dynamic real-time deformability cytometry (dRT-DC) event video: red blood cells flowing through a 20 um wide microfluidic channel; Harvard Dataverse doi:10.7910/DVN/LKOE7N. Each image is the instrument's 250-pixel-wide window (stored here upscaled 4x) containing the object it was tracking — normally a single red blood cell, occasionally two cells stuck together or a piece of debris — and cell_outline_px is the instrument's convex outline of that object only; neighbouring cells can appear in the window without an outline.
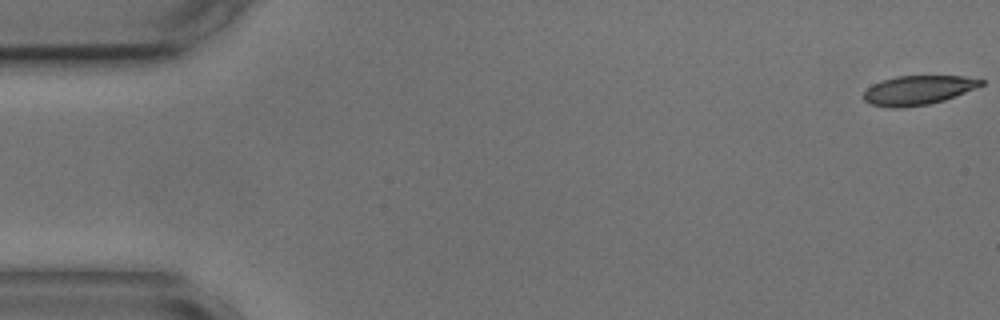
{"species": "common noctule bat (a hibernating species)", "species_latin": "Nyctalus noctula", "temperature_condition": "cold", "stored_images_in_passage": 55, "camera_frame_rate_fps": 3000, "um_per_image_px": 0.085, "animal": {"sex": "male", "body_mass_g": 17.9, "forearm_length_mm": 54.2}, "frame": {"image": 1, "passage_image": 1, "time_ms": 0.0, "image_size_px": [1000, 320], "cell_outline_px": [[984, 84], [976, 88], [956, 96], [944, 100], [928, 104], [900, 108], [892, 108], [868, 104], [864, 100], [864, 92], [872, 84], [880, 80], [896, 76], [964, 76], [984, 80]], "centroid_in_image_um": [78.02, 7.66], "position_along_channel_um": 7.0, "area_um2": 20.11}}
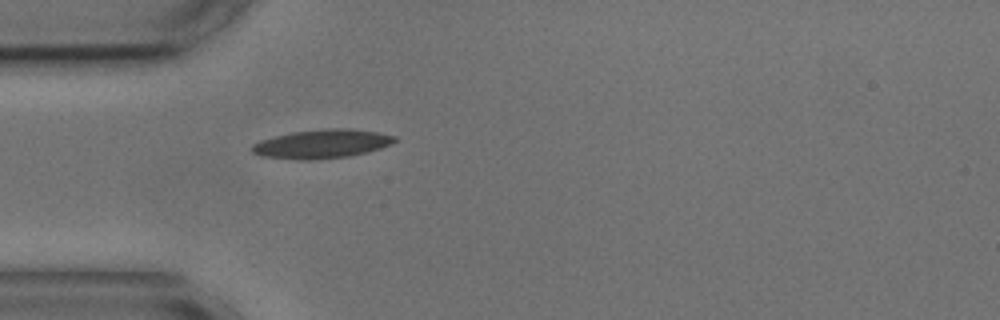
{"frame": {"image": 2, "passage_image": 16, "time_ms": 5.0, "image_size_px": [1000, 320], "cell_outline_px": [[396, 140], [392, 144], [368, 152], [348, 156], [312, 160], [300, 160], [260, 156], [252, 152], [252, 144], [260, 140], [292, 132], [328, 128], [348, 128], [376, 132], [396, 136]], "centroid_in_image_um": [27.35, 12.23], "position_along_channel_um": 57.6, "area_um2": 23.93}}
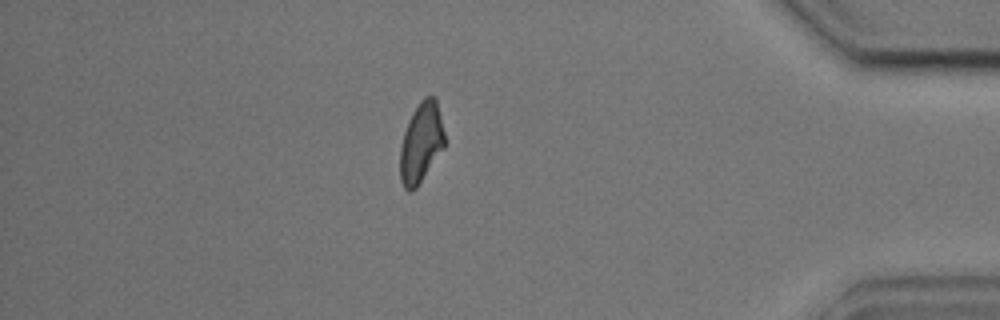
{"frame": {"image": 3, "passage_image": 48, "time_ms": 15.667, "image_size_px": [1000, 320], "cell_outline_px": [[444, 148], [416, 188], [412, 192], [408, 192], [404, 188], [400, 180], [400, 148], [404, 132], [408, 120], [412, 112], [420, 100], [424, 96], [436, 96], [444, 132]], "centroid_in_image_um": [35.78, 12.12], "position_along_channel_um": 399.4, "area_um2": 20.92}, "authors_computed_cell_mechanics": {"area_um2": 21.386, "velocity_mm_per_s": 3.598, "shape_relaxation_time_tau1_ms": 5.3309, "shape_relaxation_time_tau2_ms": 4.0113, "deformation_change_tau1": 0.1468, "deformation_change_tau2": 0.1172}}